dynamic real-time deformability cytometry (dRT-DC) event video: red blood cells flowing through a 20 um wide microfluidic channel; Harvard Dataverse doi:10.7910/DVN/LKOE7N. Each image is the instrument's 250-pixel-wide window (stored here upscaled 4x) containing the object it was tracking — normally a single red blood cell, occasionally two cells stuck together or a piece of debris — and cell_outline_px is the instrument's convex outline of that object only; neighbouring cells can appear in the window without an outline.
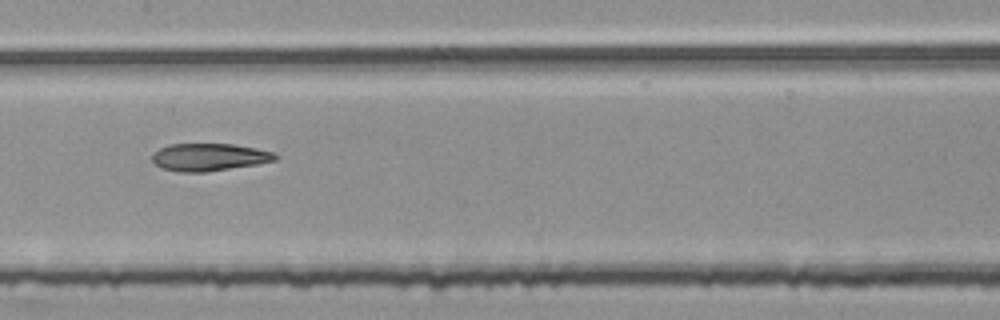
{"species": "common noctule bat (a hibernating species)", "species_latin": "Nyctalus noctula", "temperature_condition": "room temperature", "stored_images_in_passage": 40, "camera_frame_rate_fps": 3000, "um_per_image_px": 0.085, "animal": {"sex": "female", "body_mass_g": 25.1}, "frame": {"image": 1, "passage_image": 13, "time_ms": 4.0, "image_size_px": [1000, 320], "cell_outline_px": [[280, 156], [276, 160], [256, 164], [204, 172], [180, 172], [160, 168], [152, 160], [152, 152], [168, 144], [232, 144], [256, 148], [276, 152]], "centroid_in_image_um": [17.78, 13.35], "position_along_channel_um": 189.6, "area_um2": 19.83}}
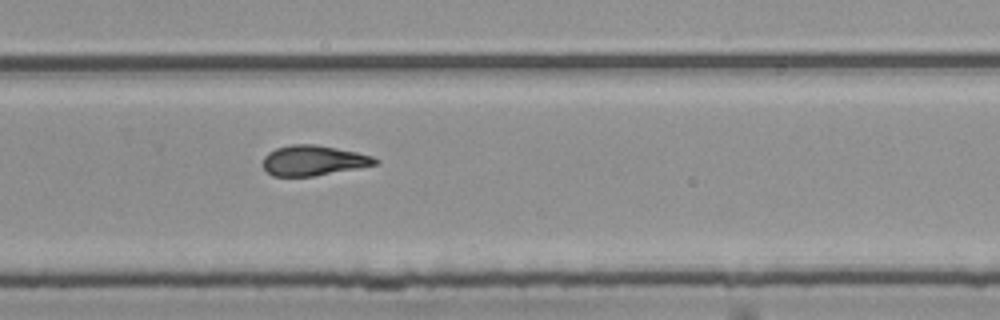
{"frame": {"image": 2, "passage_image": 22, "time_ms": 7.0, "image_size_px": [1000, 320], "cell_outline_px": [[380, 160], [376, 164], [356, 168], [312, 176], [272, 176], [264, 168], [264, 156], [268, 152], [276, 148], [292, 144], [316, 144], [356, 152], [372, 156]], "centroid_in_image_um": [26.62, 13.63], "position_along_channel_um": 303.2, "area_um2": 19.48}}
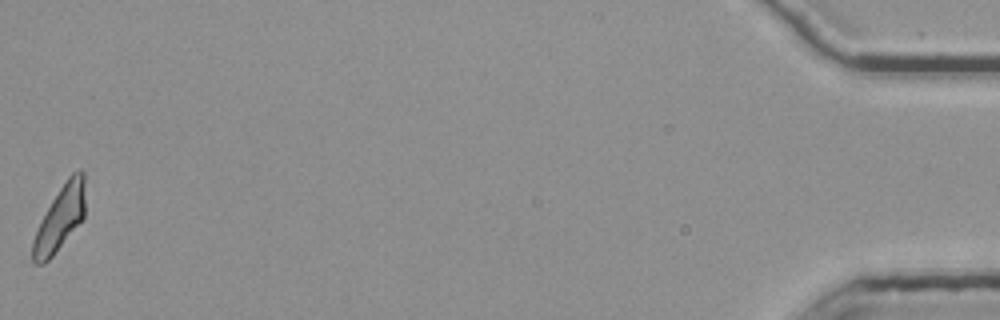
{"frame": {"image": 3, "passage_image": 40, "time_ms": 13.0, "image_size_px": [1000, 320], "cell_outline_px": [[84, 216], [52, 256], [44, 264], [32, 264], [32, 240], [52, 200], [68, 176], [72, 172], [80, 168], [84, 172]], "centroid_in_image_um": [5.09, 18.54], "position_along_channel_um": 430.1, "area_um2": 19.19}, "authors_computed_cell_mechanics": {"area_um2": 19.8543, "velocity_mm_per_s": 3.8026, "shape_relaxation_time_tau1_ms": null, "shape_relaxation_time_tau2_ms": 4.3945, "deformation_change_tau1": null, "deformation_change_tau2": 0.136}}